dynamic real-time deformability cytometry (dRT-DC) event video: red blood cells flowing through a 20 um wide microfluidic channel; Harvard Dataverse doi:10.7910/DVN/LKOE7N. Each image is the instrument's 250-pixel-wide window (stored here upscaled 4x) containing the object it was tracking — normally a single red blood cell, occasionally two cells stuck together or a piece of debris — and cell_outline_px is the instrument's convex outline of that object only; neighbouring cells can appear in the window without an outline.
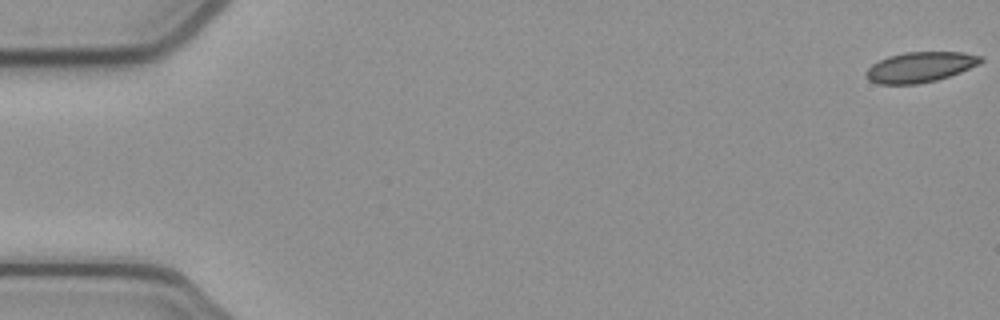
{"species": "common noctule bat (a hibernating species)", "species_latin": "Nyctalus noctula", "temperature_condition": "cold", "stored_images_in_passage": 16, "camera_frame_rate_fps": 3000, "um_per_image_px": 0.085, "animal": {"sex": "female", "body_mass_g": 21.9}, "frame": {"image": 1, "passage_image": 1, "time_ms": 0.0, "image_size_px": [1000, 320], "cell_outline_px": [[984, 60], [980, 64], [960, 72], [936, 80], [920, 84], [880, 84], [868, 80], [864, 72], [872, 64], [888, 56], [904, 52], [964, 52], [984, 56]], "centroid_in_image_um": [78.23, 5.69], "position_along_channel_um": 6.8, "area_um2": 20.4}}
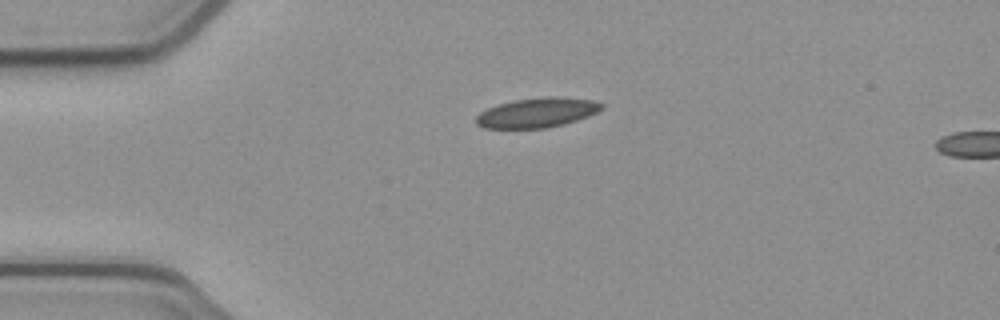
{"frame": {"image": 2, "passage_image": 13, "time_ms": 4.0, "image_size_px": [1000, 320], "cell_outline_px": [[604, 108], [588, 116], [564, 124], [548, 128], [484, 128], [476, 124], [476, 116], [480, 112], [488, 108], [500, 104], [516, 100], [548, 96], [556, 96], [592, 100], [604, 104]], "centroid_in_image_um": [45.67, 9.58], "position_along_channel_um": 39.3, "area_um2": 21.62}}